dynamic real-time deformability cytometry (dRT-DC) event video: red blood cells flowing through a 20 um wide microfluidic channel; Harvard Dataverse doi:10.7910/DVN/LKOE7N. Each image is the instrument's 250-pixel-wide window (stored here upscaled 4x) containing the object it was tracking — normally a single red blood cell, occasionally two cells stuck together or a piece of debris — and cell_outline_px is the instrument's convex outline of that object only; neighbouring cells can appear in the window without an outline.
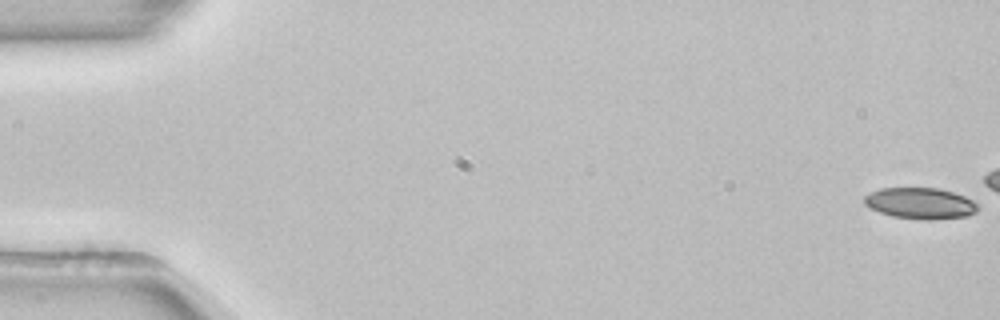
{"species": "common noctule bat (a hibernating species)", "species_latin": "Nyctalus noctula", "temperature_condition": "room temperature", "stored_images_in_passage": 16, "camera_frame_rate_fps": 3000, "um_per_image_px": 0.085, "animal": {"sex": "female", "body_mass_g": 22.7, "forearm_length_mm": 54.2}, "frame": {"image": 1, "passage_image": 1, "time_ms": 0.0, "image_size_px": [1000, 320], "cell_outline_px": [[980, 208], [976, 212], [968, 216], [928, 220], [924, 220], [892, 216], [880, 212], [864, 204], [864, 196], [880, 188], [940, 188], [964, 196], [980, 204]], "centroid_in_image_um": [78.27, 17.28], "position_along_channel_um": 6.7, "area_um2": 20.69}}